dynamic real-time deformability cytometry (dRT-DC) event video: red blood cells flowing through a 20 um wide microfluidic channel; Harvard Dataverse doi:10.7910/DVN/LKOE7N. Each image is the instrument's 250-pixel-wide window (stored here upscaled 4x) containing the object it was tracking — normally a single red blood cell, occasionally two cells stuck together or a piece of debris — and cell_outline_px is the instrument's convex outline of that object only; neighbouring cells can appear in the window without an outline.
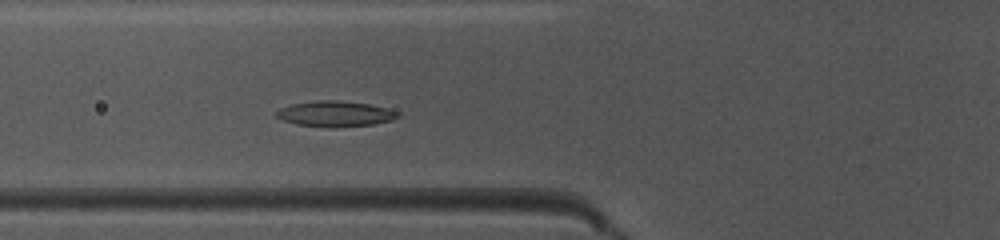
{"species": "common noctule bat (a hibernating species)", "species_latin": "Nyctalus noctula", "temperature_condition": "warm", "stored_images_in_passage": 36, "camera_frame_rate_fps": 3000, "um_per_image_px": 0.085, "animal": {"sex": "female", "body_mass_g": 10.0, "forearm_length_mm": 53.1}, "frame": {"image": 1, "passage_image": 5, "time_ms": 1.333, "image_size_px": [1000, 240], "cell_outline_px": [[400, 116], [392, 120], [372, 124], [296, 124], [284, 120], [276, 116], [276, 112], [280, 108], [292, 104], [320, 100], [336, 100], [368, 104], [388, 108], [400, 112]], "centroid_in_image_um": [28.53, 9.61], "position_along_channel_um": 97.3, "area_um2": 16.94}}
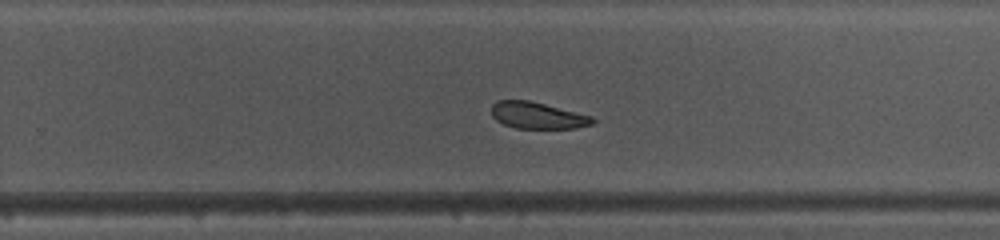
{"frame": {"image": 2, "passage_image": 19, "time_ms": 6.0, "image_size_px": [1000, 240], "cell_outline_px": [[596, 120], [592, 124], [576, 128], [516, 128], [504, 124], [496, 120], [492, 116], [492, 104], [496, 100], [528, 100], [592, 116]], "centroid_in_image_um": [45.67, 9.81], "position_along_channel_um": 284.1, "area_um2": 15.55}}
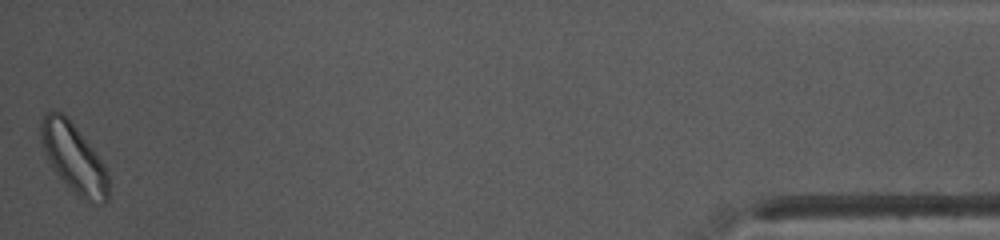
{"frame": {"image": 3, "passage_image": 36, "time_ms": 11.667, "image_size_px": [1000, 240], "cell_outline_px": [[108, 200], [104, 204], [100, 204], [80, 196], [52, 168], [44, 152], [40, 140], [40, 120], [48, 112], [60, 112], [68, 116], [104, 164], [108, 176]], "centroid_in_image_um": [6.26, 13.39], "position_along_channel_um": 428.9, "area_um2": 26.59}, "authors_computed_cell_mechanics": {"area_um2": 17.7157, "velocity_mm_per_s": 4.0008, "shape_relaxation_time_tau1_ms": 1.5952, "shape_relaxation_time_tau2_ms": 3.0834, "deformation_change_tau1": 0.0799, "deformation_change_tau2": 0.0975}}